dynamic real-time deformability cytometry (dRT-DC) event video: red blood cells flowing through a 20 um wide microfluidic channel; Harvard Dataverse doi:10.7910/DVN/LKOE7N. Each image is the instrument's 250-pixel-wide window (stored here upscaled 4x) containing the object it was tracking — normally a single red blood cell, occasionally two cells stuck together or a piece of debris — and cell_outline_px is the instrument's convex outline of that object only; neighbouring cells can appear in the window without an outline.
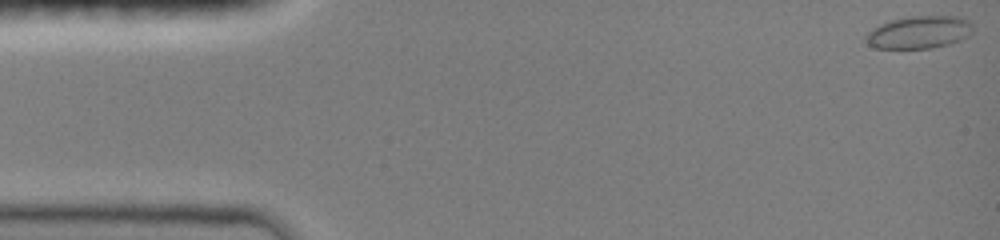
{"species": "common noctule bat (a hibernating species)", "species_latin": "Nyctalus noctula", "temperature_condition": "room temperature", "stored_images_in_passage": 46, "camera_frame_rate_fps": 3000, "um_per_image_px": 0.085, "animal": {"sex": "female", "body_mass_g": 19.0, "forearm_length_mm": 51.5}, "frame": {"image": 1, "passage_image": 1, "time_ms": 0.0, "image_size_px": [1000, 240], "cell_outline_px": [[972, 32], [968, 36], [960, 40], [948, 44], [932, 48], [876, 48], [868, 44], [864, 40], [864, 36], [872, 28], [880, 24], [892, 20], [908, 16], [956, 16], [968, 20], [972, 24]], "centroid_in_image_um": [78.1, 2.74], "position_along_channel_um": 6.9, "area_um2": 20.35}}
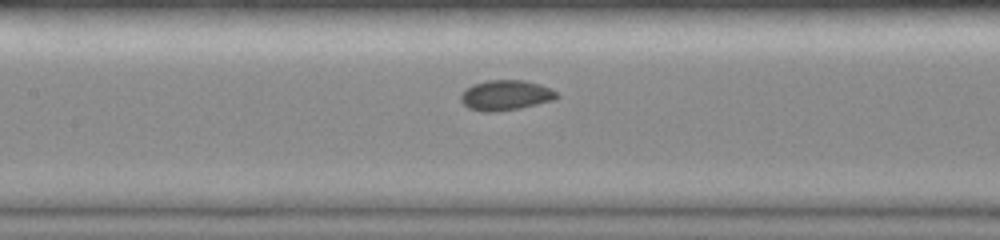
{"frame": {"image": 2, "passage_image": 22, "time_ms": 7.0, "image_size_px": [1000, 240], "cell_outline_px": [[560, 96], [556, 100], [520, 108], [496, 112], [480, 112], [468, 108], [460, 100], [460, 96], [464, 88], [472, 84], [488, 80], [524, 80], [540, 84], [556, 92]], "centroid_in_image_um": [42.96, 8.1], "position_along_channel_um": 164.4, "area_um2": 17.17}}
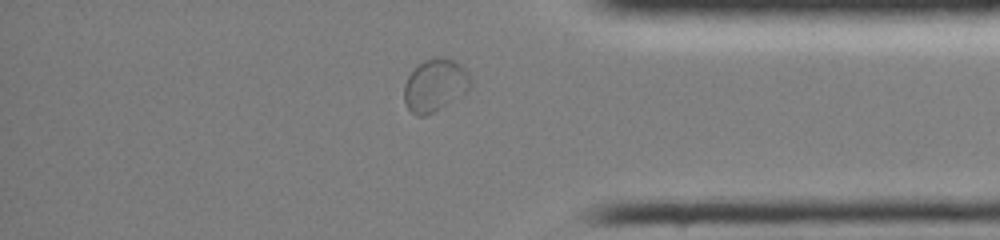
{"frame": {"image": 3, "passage_image": 40, "time_ms": 13.0, "image_size_px": [1000, 240], "cell_outline_px": [[472, 88], [432, 112], [424, 116], [416, 116], [408, 108], [404, 100], [404, 84], [408, 76], [424, 60], [436, 56], [440, 56], [456, 60], [472, 76]], "centroid_in_image_um": [37.0, 7.21], "position_along_channel_um": 398.2, "area_um2": 20.29}, "authors_computed_cell_mechanics": {"area_um2": 16.9932, "velocity_mm_per_s": 3.9838, "shape_relaxation_time_tau1_ms": 5.8159, "shape_relaxation_time_tau2_ms": null, "deformation_change_tau1": 0.0785, "deformation_change_tau2": null}}